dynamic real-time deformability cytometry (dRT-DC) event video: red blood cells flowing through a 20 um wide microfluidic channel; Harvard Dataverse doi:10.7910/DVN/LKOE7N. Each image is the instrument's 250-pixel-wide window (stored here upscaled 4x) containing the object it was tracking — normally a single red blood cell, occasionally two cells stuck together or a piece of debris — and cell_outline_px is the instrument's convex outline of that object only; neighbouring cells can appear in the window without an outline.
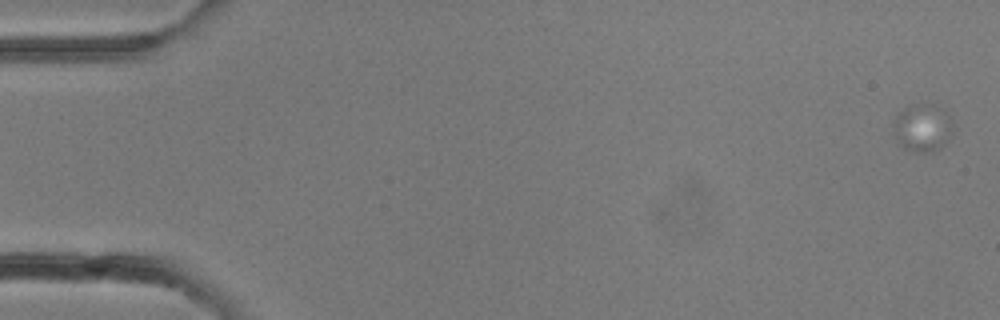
{"species": "common noctule bat (a hibernating species)", "species_latin": "Nyctalus noctula", "temperature_condition": "room temperature", "stored_images_in_passage": 7, "camera_frame_rate_fps": 3000, "um_per_image_px": 0.085, "animal": {"sex": "female"}, "frame": {"image": 1, "passage_image": 1, "time_ms": 0.0, "image_size_px": [1000, 320], "cell_outline_px": [[952, 132], [948, 140], [940, 148], [932, 152], [912, 152], [896, 144], [892, 136], [892, 128], [896, 112], [904, 108], [916, 108], [948, 112], [952, 124]], "centroid_in_image_um": [78.32, 11.0], "position_along_channel_um": 6.7, "area_um2": 16.01}}